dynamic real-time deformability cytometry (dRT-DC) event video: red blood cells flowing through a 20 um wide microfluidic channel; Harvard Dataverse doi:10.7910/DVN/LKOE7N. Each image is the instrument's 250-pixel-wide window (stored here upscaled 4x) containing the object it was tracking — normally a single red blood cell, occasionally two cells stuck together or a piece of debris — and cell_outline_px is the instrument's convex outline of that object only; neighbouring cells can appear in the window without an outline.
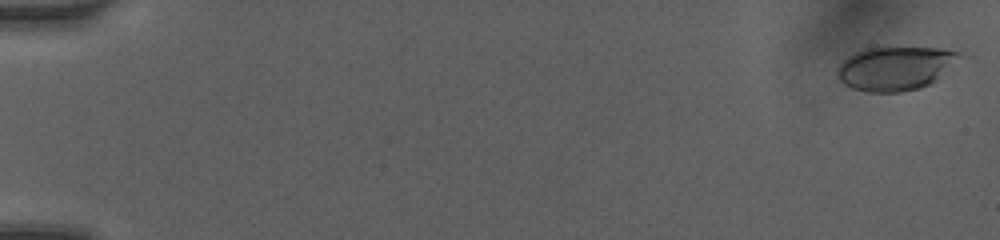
{"species": "human", "species_latin": "Homo sapiens", "temperature_condition": "room temperature", "stored_images_in_passage": 56, "camera_frame_rate_fps": 3000, "um_per_image_px": 0.085, "donor": {"sex": "female"}, "frame": {"image": 1, "passage_image": 1, "time_ms": 0.0, "image_size_px": [1000, 240], "cell_outline_px": [[972, 56], [936, 80], [920, 88], [900, 92], [868, 92], [852, 88], [844, 84], [836, 76], [836, 72], [840, 64], [848, 56], [864, 48], [884, 44], [888, 44], [936, 48], [960, 52]], "centroid_in_image_um": [76.23, 5.74], "position_along_channel_um": 8.8, "area_um2": 33.0}}
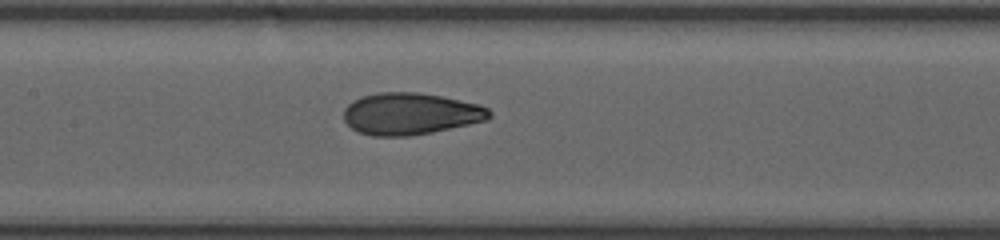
{"frame": {"image": 2, "passage_image": 29, "time_ms": 8.333, "image_size_px": [1000, 240], "cell_outline_px": [[492, 116], [488, 120], [432, 132], [408, 136], [372, 136], [360, 132], [352, 128], [344, 120], [344, 108], [352, 100], [364, 96], [380, 92], [420, 92], [480, 104], [488, 108], [492, 112]], "centroid_in_image_um": [34.91, 9.67], "position_along_channel_um": 172.5, "area_um2": 35.55}}
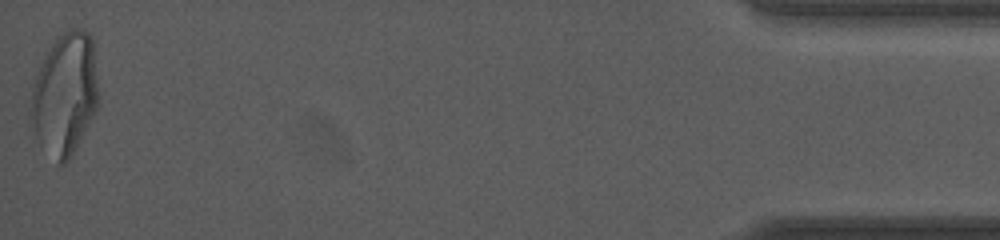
{"frame": {"image": 3, "passage_image": 56, "time_ms": 16.667, "image_size_px": [1000, 240], "cell_outline_px": [[96, 108], [92, 116], [68, 160], [64, 164], [56, 164], [36, 140], [28, 116], [28, 108], [32, 88], [36, 76], [56, 36], [72, 28], [84, 28], [92, 36], [96, 84]], "centroid_in_image_um": [5.45, 8.02], "position_along_channel_um": 429.8, "area_um2": 47.69}, "authors_computed_cell_mechanics": {"area_um2": 34.9112, "velocity_mm_per_s": 4.1091, "shape_relaxation_time_tau1_ms": 6.7373, "shape_relaxation_time_tau2_ms": 0.7642, "deformation_change_tau1": 0.2008, "deformation_change_tau2": 0.0603}}